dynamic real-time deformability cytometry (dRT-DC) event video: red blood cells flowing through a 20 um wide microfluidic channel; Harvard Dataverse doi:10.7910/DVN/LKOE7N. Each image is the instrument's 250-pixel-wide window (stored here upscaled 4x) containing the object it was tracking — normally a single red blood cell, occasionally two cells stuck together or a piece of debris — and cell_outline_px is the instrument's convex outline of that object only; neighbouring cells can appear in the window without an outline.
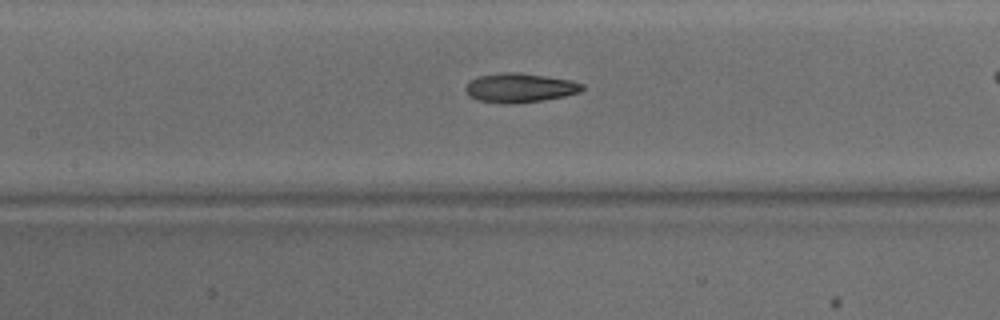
{"species": "common noctule bat (a hibernating species)", "species_latin": "Nyctalus noctula", "temperature_condition": "warm", "stored_images_in_passage": 38, "camera_frame_rate_fps": 3000, "um_per_image_px": 0.085, "animal": {"sex": "male", "body_mass_g": 15.6}, "frame": {"image": 1, "passage_image": 22, "time_ms": 7.0, "image_size_px": [1000, 320], "cell_outline_px": [[584, 88], [580, 92], [564, 96], [540, 100], [512, 104], [504, 104], [476, 100], [468, 96], [464, 88], [472, 80], [480, 76], [504, 72], [520, 72], [568, 80], [584, 84]], "centroid_in_image_um": [44.15, 7.47], "position_along_channel_um": 163.2, "area_um2": 19.71}}